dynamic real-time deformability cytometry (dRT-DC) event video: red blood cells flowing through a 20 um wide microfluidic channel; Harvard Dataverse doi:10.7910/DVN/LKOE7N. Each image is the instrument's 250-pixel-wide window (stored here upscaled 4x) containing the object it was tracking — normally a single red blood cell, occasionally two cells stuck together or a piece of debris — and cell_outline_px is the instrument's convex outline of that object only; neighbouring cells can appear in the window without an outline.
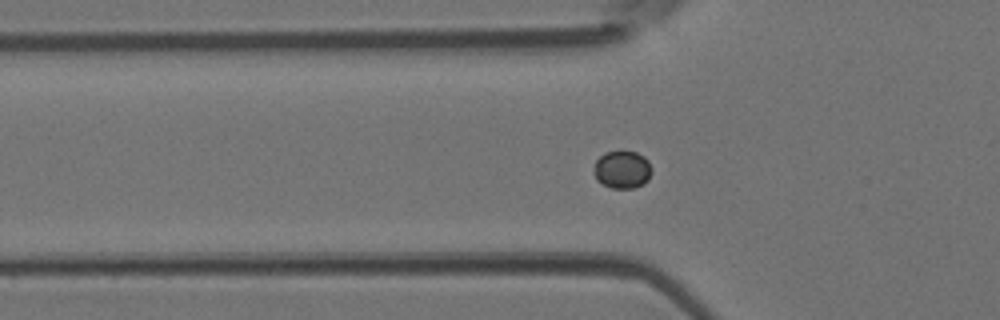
{"species": "Egyptian fruit bat (a non-hibernating species)", "species_latin": "Rousettus aegyptiacus", "temperature_condition": "room temperature", "stored_images_in_passage": 40, "camera_frame_rate_fps": 3000, "um_per_image_px": 0.085, "animal": {"sex": "female"}, "frame": {"image": 1, "passage_image": 8, "time_ms": 2.333, "image_size_px": [1000, 320], "cell_outline_px": [[652, 172], [648, 180], [644, 184], [632, 188], [612, 188], [596, 180], [596, 160], [604, 152], [636, 152], [644, 156], [648, 160], [652, 168]], "centroid_in_image_um": [52.94, 14.42], "position_along_channel_um": 72.9, "area_um2": 12.54}}
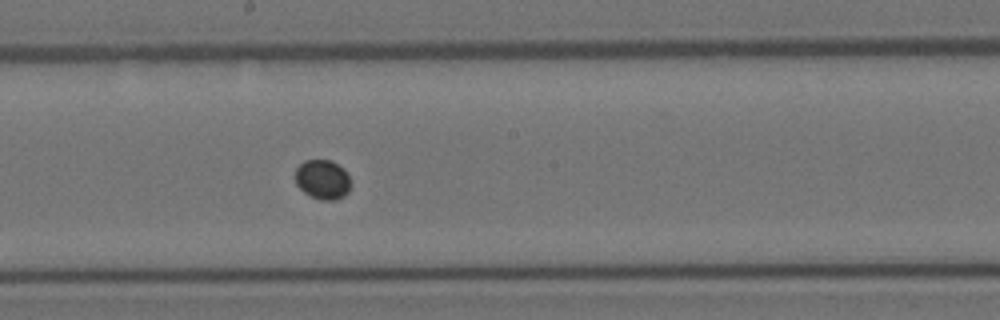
{"frame": {"image": 2, "passage_image": 18, "time_ms": 5.667, "image_size_px": [1000, 320], "cell_outline_px": [[352, 184], [348, 192], [344, 196], [336, 200], [320, 200], [308, 196], [296, 184], [296, 168], [304, 160], [332, 160], [344, 168], [352, 180]], "centroid_in_image_um": [27.46, 15.27], "position_along_channel_um": 220.7, "area_um2": 13.12}}
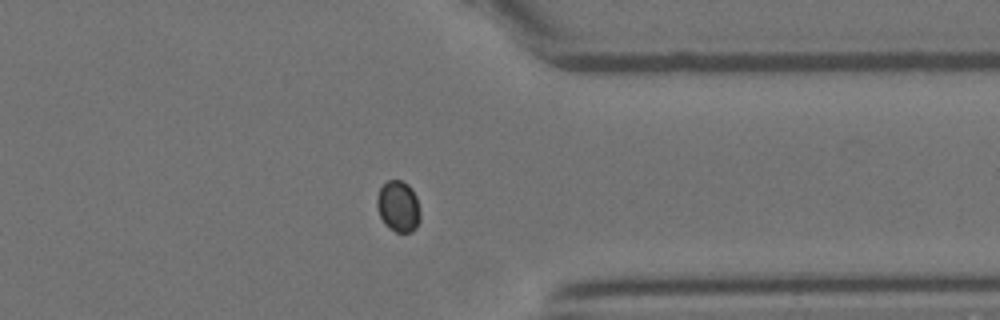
{"frame": {"image": 3, "passage_image": 29, "time_ms": 9.333, "image_size_px": [1000, 320], "cell_outline_px": [[420, 220], [416, 228], [412, 232], [396, 232], [388, 228], [384, 224], [380, 216], [376, 204], [376, 196], [380, 188], [388, 180], [400, 180], [408, 184], [416, 196], [420, 208]], "centroid_in_image_um": [33.86, 17.55], "position_along_channel_um": 377.5, "area_um2": 13.06}}